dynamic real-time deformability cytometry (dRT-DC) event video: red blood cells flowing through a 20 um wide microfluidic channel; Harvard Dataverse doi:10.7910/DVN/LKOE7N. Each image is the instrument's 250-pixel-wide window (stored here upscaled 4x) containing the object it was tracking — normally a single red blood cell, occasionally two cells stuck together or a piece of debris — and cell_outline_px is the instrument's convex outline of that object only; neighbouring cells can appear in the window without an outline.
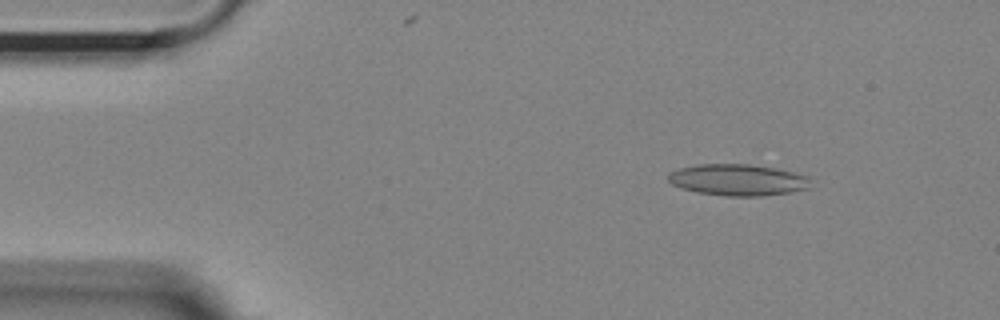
{"species": "Egyptian fruit bat (a non-hibernating species)", "species_latin": "Rousettus aegyptiacus", "temperature_condition": "room temperature", "stored_images_in_passage": 54, "camera_frame_rate_fps": 3000, "um_per_image_px": 0.085, "animal": {"sex": "female"}, "frame": {"image": 1, "passage_image": 7, "time_ms": 2.0, "image_size_px": [1000, 320], "cell_outline_px": [[812, 188], [788, 192], [760, 196], [728, 196], [696, 192], [680, 188], [672, 184], [668, 180], [668, 172], [680, 168], [700, 164], [748, 164], [776, 168], [808, 176]], "centroid_in_image_um": [62.7, 15.29], "position_along_channel_um": 22.3, "area_um2": 26.13}}
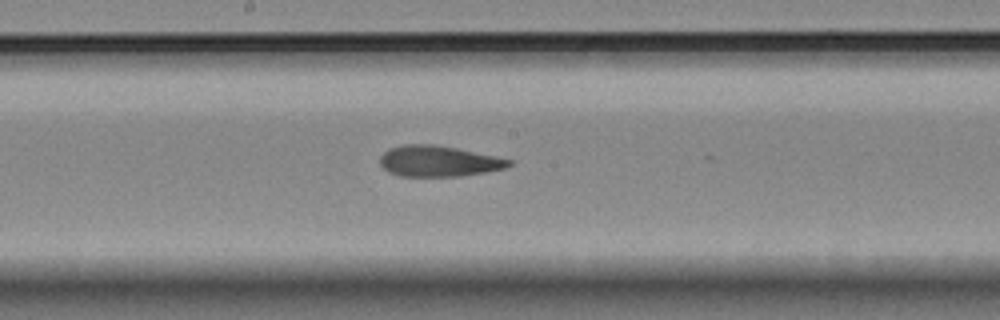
{"frame": {"image": 2, "passage_image": 28, "time_ms": 9.0, "image_size_px": [1000, 320], "cell_outline_px": [[512, 164], [504, 168], [484, 172], [460, 176], [400, 176], [388, 172], [380, 164], [380, 156], [388, 148], [400, 144], [432, 144], [456, 148], [496, 156], [512, 160]], "centroid_in_image_um": [37.23, 13.69], "position_along_channel_um": 211.0, "area_um2": 23.18}}
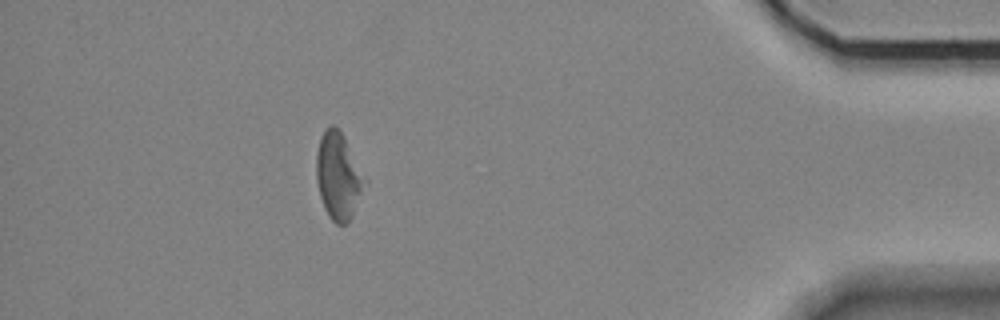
{"frame": {"image": 3, "passage_image": 48, "time_ms": 15.667, "image_size_px": [1000, 320], "cell_outline_px": [[368, 180], [352, 216], [344, 224], [336, 224], [328, 216], [324, 208], [320, 196], [316, 180], [316, 152], [320, 136], [332, 124], [344, 136]], "centroid_in_image_um": [28.76, 14.97], "position_along_channel_um": 406.4, "area_um2": 24.57}, "authors_computed_cell_mechanics": {"area_um2": 24.2471, "velocity_mm_per_s": 3.6751, "shape_relaxation_time_tau1_ms": 5.5059, "shape_relaxation_time_tau2_ms": 3.6371, "deformation_change_tau1": 0.1312, "deformation_change_tau2": 0.1338}}